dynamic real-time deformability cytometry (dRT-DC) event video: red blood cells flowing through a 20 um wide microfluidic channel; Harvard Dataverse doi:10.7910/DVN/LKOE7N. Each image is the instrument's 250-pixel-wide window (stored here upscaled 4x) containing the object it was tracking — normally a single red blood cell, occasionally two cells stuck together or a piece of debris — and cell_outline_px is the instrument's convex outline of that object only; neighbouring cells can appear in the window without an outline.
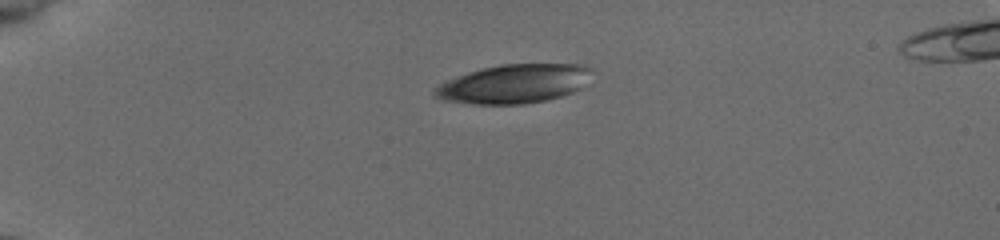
{"species": "common noctule bat (a hibernating species)", "species_latin": "Nyctalus noctula", "temperature_condition": "cold", "stored_images_in_passage": 33, "camera_frame_rate_fps": 3000, "um_per_image_px": 0.085, "animal": {"sex": "female", "body_mass_g": 19.5, "forearm_length_mm": 54.1}, "frame": {"image": 1, "passage_image": 1, "time_ms": 0.0, "image_size_px": [1000, 240], "cell_outline_px": [[588, 68], [576, 88], [572, 92], [560, 96], [544, 100], [524, 104], [472, 104], [444, 100], [436, 96], [436, 88], [448, 80], [468, 72], [500, 64], [576, 64]], "centroid_in_image_um": [43.56, 7.13], "position_along_channel_um": 41.4, "area_um2": 34.1}}
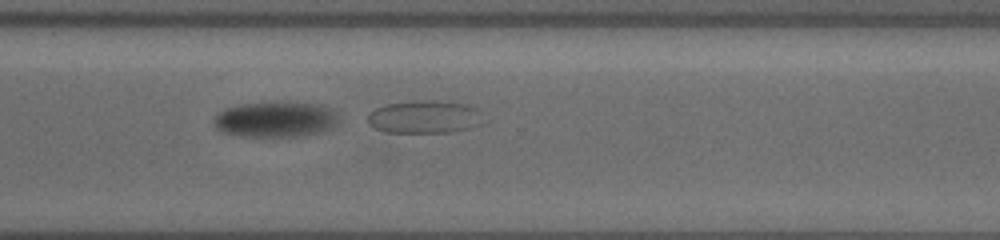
{"frame": {"image": 2, "passage_image": 30, "time_ms": 9.667, "image_size_px": [1000, 240], "cell_outline_px": [[476, 108], [464, 128], [448, 132], [388, 132], [376, 128], [368, 124], [368, 112], [376, 108], [388, 104], [416, 100], [436, 100], [468, 104]], "centroid_in_image_um": [35.8, 9.9], "position_along_channel_um": 334.8, "area_um2": 20.69}}
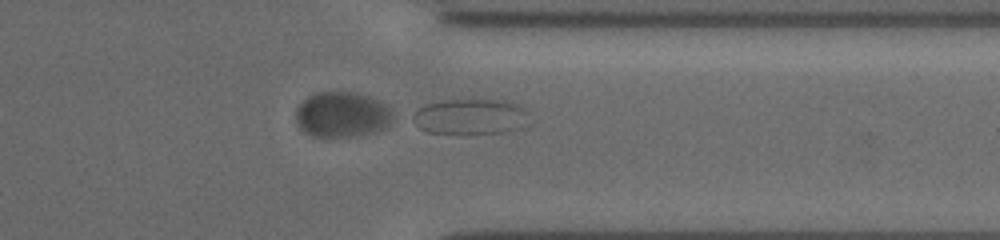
{"frame": {"image": 3, "passage_image": 33, "time_ms": 10.667, "image_size_px": [1000, 240], "cell_outline_px": [[524, 108], [516, 128], [504, 132], [428, 132], [420, 128], [416, 124], [416, 112], [420, 108], [428, 104], [444, 100], [472, 96], [504, 100], [520, 104]], "centroid_in_image_um": [39.91, 9.82], "position_along_channel_um": 371.5, "area_um2": 23.29}}